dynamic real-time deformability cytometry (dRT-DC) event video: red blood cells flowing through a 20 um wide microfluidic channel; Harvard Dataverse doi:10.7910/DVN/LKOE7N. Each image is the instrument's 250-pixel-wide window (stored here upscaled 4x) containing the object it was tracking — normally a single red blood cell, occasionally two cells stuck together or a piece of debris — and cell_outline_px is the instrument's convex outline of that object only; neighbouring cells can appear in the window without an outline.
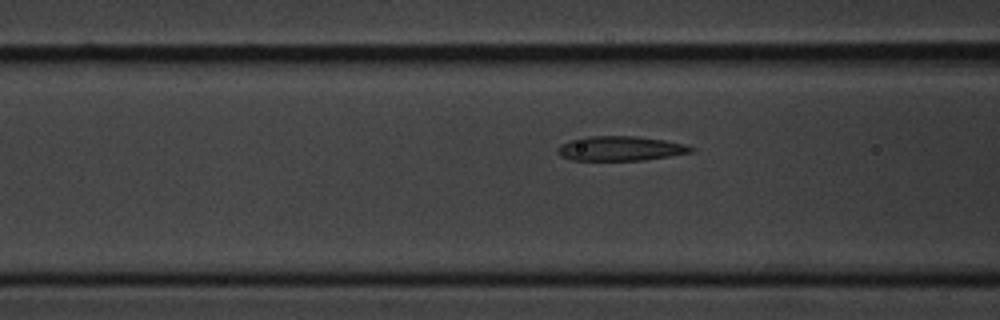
{"species": "common noctule bat (a hibernating species)", "species_latin": "Nyctalus noctula", "temperature_condition": "cold", "stored_images_in_passage": 15, "camera_frame_rate_fps": 3000, "um_per_image_px": 0.085, "animal": {"sex": "male", "body_mass_g": 20.1, "forearm_length_mm": 53.5}, "frame": {"image": 1, "passage_image": 13, "time_ms": 4.0, "image_size_px": [1000, 320], "cell_outline_px": [[696, 148], [692, 152], [644, 160], [572, 160], [560, 156], [556, 152], [556, 148], [560, 144], [572, 140], [592, 136], [636, 136], [664, 140], [688, 144]], "centroid_in_image_um": [52.74, 12.62], "position_along_channel_um": 113.9, "area_um2": 19.13}}